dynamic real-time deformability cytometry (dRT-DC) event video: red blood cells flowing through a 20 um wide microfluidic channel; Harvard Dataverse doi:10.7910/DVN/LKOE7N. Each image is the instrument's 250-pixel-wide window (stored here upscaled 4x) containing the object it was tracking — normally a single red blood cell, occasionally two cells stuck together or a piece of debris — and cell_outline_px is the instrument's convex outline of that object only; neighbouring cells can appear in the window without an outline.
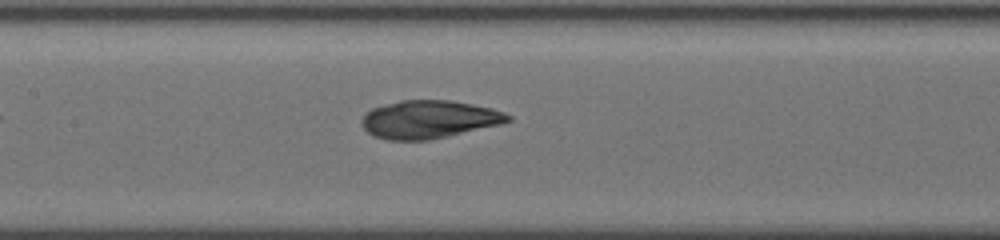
{"species": "common noctule bat (a hibernating species)", "species_latin": "Nyctalus noctula", "temperature_condition": "cold", "stored_images_in_passage": 20, "camera_frame_rate_fps": 3000, "um_per_image_px": 0.085, "animal": {"sex": "female", "body_mass_g": 19.5, "forearm_length_mm": 54.1}, "frame": {"image": 1, "passage_image": 20, "time_ms": 9.333, "image_size_px": [1000, 240], "cell_outline_px": [[512, 120], [500, 124], [428, 140], [388, 140], [376, 136], [368, 132], [364, 128], [364, 116], [372, 108], [384, 104], [400, 100], [448, 100], [472, 104], [492, 108], [504, 112], [512, 116]], "centroid_in_image_um": [36.49, 10.14], "position_along_channel_um": 170.9, "area_um2": 31.91}}